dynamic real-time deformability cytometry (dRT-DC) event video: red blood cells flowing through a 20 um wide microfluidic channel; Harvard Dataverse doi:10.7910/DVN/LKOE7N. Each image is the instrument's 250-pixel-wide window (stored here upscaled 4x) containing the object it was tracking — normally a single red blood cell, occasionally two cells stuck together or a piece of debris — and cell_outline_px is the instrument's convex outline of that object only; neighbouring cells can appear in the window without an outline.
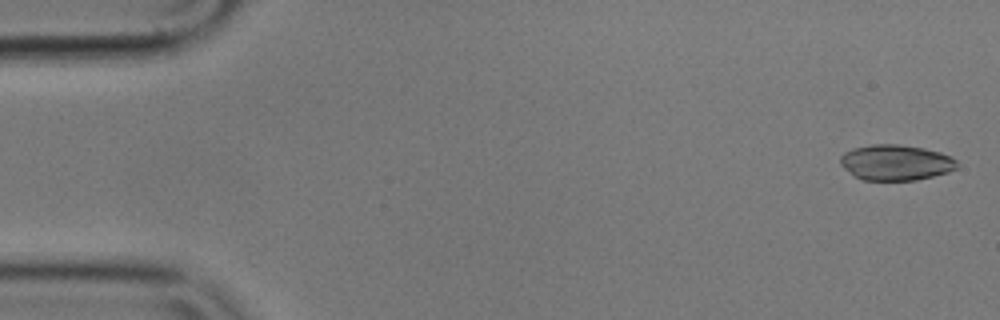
{"species": "common noctule bat (a hibernating species)", "species_latin": "Nyctalus noctula", "temperature_condition": "cold", "stored_images_in_passage": 57, "camera_frame_rate_fps": 3000, "um_per_image_px": 0.085, "animal": {"sex": "male", "body_mass_g": 17.9}, "frame": {"image": 1, "passage_image": 2, "time_ms": 0.333, "image_size_px": [1000, 320], "cell_outline_px": [[960, 164], [956, 168], [948, 172], [916, 180], [864, 180], [856, 176], [844, 168], [840, 164], [840, 156], [844, 152], [852, 148], [872, 144], [896, 144], [924, 148], [940, 152], [952, 156]], "centroid_in_image_um": [76.15, 13.8], "position_along_channel_um": 8.8, "area_um2": 24.28}}
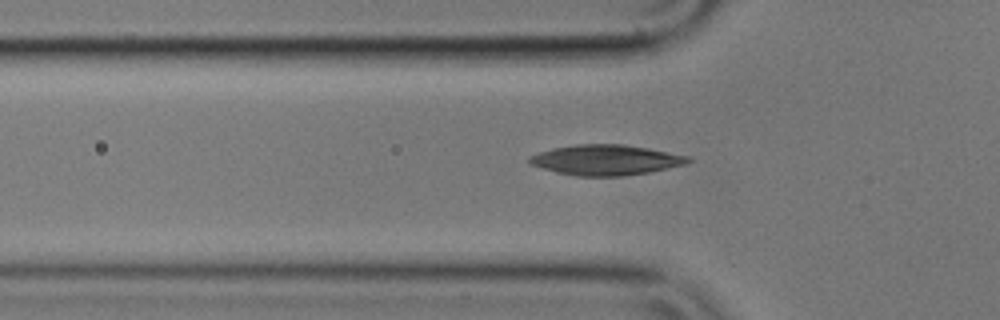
{"frame": {"image": 2, "passage_image": 18, "time_ms": 5.667, "image_size_px": [1000, 320], "cell_outline_px": [[692, 160], [684, 164], [648, 172], [620, 176], [576, 176], [556, 172], [532, 164], [528, 160], [528, 156], [552, 148], [576, 144], [624, 144], [648, 148], [688, 156]], "centroid_in_image_um": [51.47, 13.59], "position_along_channel_um": 74.3, "area_um2": 27.74}}
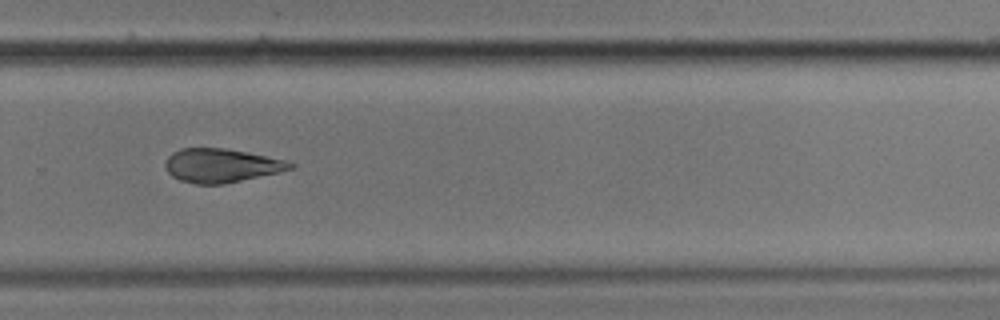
{"frame": {"image": 3, "passage_image": 38, "time_ms": 12.333, "image_size_px": [1000, 320], "cell_outline_px": [[296, 164], [292, 168], [280, 172], [224, 184], [196, 184], [180, 180], [172, 176], [168, 172], [164, 164], [168, 156], [172, 152], [180, 148], [224, 148], [288, 160]], "centroid_in_image_um": [18.81, 14.07], "position_along_channel_um": 311.0, "area_um2": 24.62}}